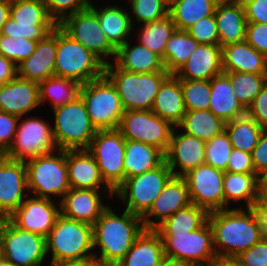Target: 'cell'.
<instances>
[{"label": "cell", "mask_w": 267, "mask_h": 266, "mask_svg": "<svg viewBox=\"0 0 267 266\" xmlns=\"http://www.w3.org/2000/svg\"><path fill=\"white\" fill-rule=\"evenodd\" d=\"M190 204L189 190L185 179L181 176H173L155 199L149 211L142 217L145 230H155L167 218ZM151 217L155 219H150ZM156 219L158 222H155Z\"/></svg>", "instance_id": "obj_20"}, {"label": "cell", "mask_w": 267, "mask_h": 266, "mask_svg": "<svg viewBox=\"0 0 267 266\" xmlns=\"http://www.w3.org/2000/svg\"><path fill=\"white\" fill-rule=\"evenodd\" d=\"M164 244L167 262L187 266H207L217 256L213 232L208 221L188 234H159Z\"/></svg>", "instance_id": "obj_10"}, {"label": "cell", "mask_w": 267, "mask_h": 266, "mask_svg": "<svg viewBox=\"0 0 267 266\" xmlns=\"http://www.w3.org/2000/svg\"><path fill=\"white\" fill-rule=\"evenodd\" d=\"M17 76V66L0 55V84H5Z\"/></svg>", "instance_id": "obj_57"}, {"label": "cell", "mask_w": 267, "mask_h": 266, "mask_svg": "<svg viewBox=\"0 0 267 266\" xmlns=\"http://www.w3.org/2000/svg\"><path fill=\"white\" fill-rule=\"evenodd\" d=\"M80 95L85 101L92 125L97 130H115L125 109L117 89L103 74L81 86Z\"/></svg>", "instance_id": "obj_8"}, {"label": "cell", "mask_w": 267, "mask_h": 266, "mask_svg": "<svg viewBox=\"0 0 267 266\" xmlns=\"http://www.w3.org/2000/svg\"><path fill=\"white\" fill-rule=\"evenodd\" d=\"M58 26L73 40L88 49L104 65L109 64L107 60L110 59L109 57L107 59V56L116 57L117 49L107 39L97 14L90 7L68 15Z\"/></svg>", "instance_id": "obj_14"}, {"label": "cell", "mask_w": 267, "mask_h": 266, "mask_svg": "<svg viewBox=\"0 0 267 266\" xmlns=\"http://www.w3.org/2000/svg\"><path fill=\"white\" fill-rule=\"evenodd\" d=\"M44 3L49 15L57 24L68 15L84 10L90 6L89 0H44Z\"/></svg>", "instance_id": "obj_49"}, {"label": "cell", "mask_w": 267, "mask_h": 266, "mask_svg": "<svg viewBox=\"0 0 267 266\" xmlns=\"http://www.w3.org/2000/svg\"><path fill=\"white\" fill-rule=\"evenodd\" d=\"M142 30L138 34L139 44L159 55L163 61L166 44L170 36L176 30L175 24L171 17L143 24Z\"/></svg>", "instance_id": "obj_42"}, {"label": "cell", "mask_w": 267, "mask_h": 266, "mask_svg": "<svg viewBox=\"0 0 267 266\" xmlns=\"http://www.w3.org/2000/svg\"><path fill=\"white\" fill-rule=\"evenodd\" d=\"M216 6L213 0H178L169 8L168 15L176 30L186 31L200 19L214 15Z\"/></svg>", "instance_id": "obj_37"}, {"label": "cell", "mask_w": 267, "mask_h": 266, "mask_svg": "<svg viewBox=\"0 0 267 266\" xmlns=\"http://www.w3.org/2000/svg\"><path fill=\"white\" fill-rule=\"evenodd\" d=\"M40 105L39 85L16 76L11 81L0 84V110L21 118Z\"/></svg>", "instance_id": "obj_25"}, {"label": "cell", "mask_w": 267, "mask_h": 266, "mask_svg": "<svg viewBox=\"0 0 267 266\" xmlns=\"http://www.w3.org/2000/svg\"><path fill=\"white\" fill-rule=\"evenodd\" d=\"M93 225L61 214L46 237V253L52 251L51 266L94 259Z\"/></svg>", "instance_id": "obj_3"}, {"label": "cell", "mask_w": 267, "mask_h": 266, "mask_svg": "<svg viewBox=\"0 0 267 266\" xmlns=\"http://www.w3.org/2000/svg\"><path fill=\"white\" fill-rule=\"evenodd\" d=\"M251 155L255 173L261 176L267 171V130L260 135Z\"/></svg>", "instance_id": "obj_56"}, {"label": "cell", "mask_w": 267, "mask_h": 266, "mask_svg": "<svg viewBox=\"0 0 267 266\" xmlns=\"http://www.w3.org/2000/svg\"><path fill=\"white\" fill-rule=\"evenodd\" d=\"M178 0H161V2L169 9Z\"/></svg>", "instance_id": "obj_64"}, {"label": "cell", "mask_w": 267, "mask_h": 266, "mask_svg": "<svg viewBox=\"0 0 267 266\" xmlns=\"http://www.w3.org/2000/svg\"><path fill=\"white\" fill-rule=\"evenodd\" d=\"M52 127L48 122L36 117H28L23 122H19L14 140L4 156L13 160L26 161L54 152L55 148L58 150Z\"/></svg>", "instance_id": "obj_16"}, {"label": "cell", "mask_w": 267, "mask_h": 266, "mask_svg": "<svg viewBox=\"0 0 267 266\" xmlns=\"http://www.w3.org/2000/svg\"><path fill=\"white\" fill-rule=\"evenodd\" d=\"M19 119L18 116L0 110V156L5 155L9 150L18 128Z\"/></svg>", "instance_id": "obj_50"}, {"label": "cell", "mask_w": 267, "mask_h": 266, "mask_svg": "<svg viewBox=\"0 0 267 266\" xmlns=\"http://www.w3.org/2000/svg\"><path fill=\"white\" fill-rule=\"evenodd\" d=\"M59 215L60 208H56L51 199L31 197L26 198L8 219L16 227L46 238Z\"/></svg>", "instance_id": "obj_19"}, {"label": "cell", "mask_w": 267, "mask_h": 266, "mask_svg": "<svg viewBox=\"0 0 267 266\" xmlns=\"http://www.w3.org/2000/svg\"><path fill=\"white\" fill-rule=\"evenodd\" d=\"M165 160L157 148L142 142L126 140L123 160L124 180L158 167Z\"/></svg>", "instance_id": "obj_34"}, {"label": "cell", "mask_w": 267, "mask_h": 266, "mask_svg": "<svg viewBox=\"0 0 267 266\" xmlns=\"http://www.w3.org/2000/svg\"><path fill=\"white\" fill-rule=\"evenodd\" d=\"M208 215L205 209L190 204L167 218L155 231L158 234H188L200 229L208 221Z\"/></svg>", "instance_id": "obj_38"}, {"label": "cell", "mask_w": 267, "mask_h": 266, "mask_svg": "<svg viewBox=\"0 0 267 266\" xmlns=\"http://www.w3.org/2000/svg\"><path fill=\"white\" fill-rule=\"evenodd\" d=\"M57 26L44 0H12L10 18L3 25L0 35L40 41Z\"/></svg>", "instance_id": "obj_11"}, {"label": "cell", "mask_w": 267, "mask_h": 266, "mask_svg": "<svg viewBox=\"0 0 267 266\" xmlns=\"http://www.w3.org/2000/svg\"><path fill=\"white\" fill-rule=\"evenodd\" d=\"M246 210L240 207L209 213L208 223L213 232L217 257L235 258L262 240L259 221L253 208Z\"/></svg>", "instance_id": "obj_1"}, {"label": "cell", "mask_w": 267, "mask_h": 266, "mask_svg": "<svg viewBox=\"0 0 267 266\" xmlns=\"http://www.w3.org/2000/svg\"><path fill=\"white\" fill-rule=\"evenodd\" d=\"M68 180L71 188L99 190L114 195V191L103 180L98 164L87 149L66 150ZM108 191V192H107Z\"/></svg>", "instance_id": "obj_23"}, {"label": "cell", "mask_w": 267, "mask_h": 266, "mask_svg": "<svg viewBox=\"0 0 267 266\" xmlns=\"http://www.w3.org/2000/svg\"><path fill=\"white\" fill-rule=\"evenodd\" d=\"M234 259L240 266H267V241L262 239Z\"/></svg>", "instance_id": "obj_51"}, {"label": "cell", "mask_w": 267, "mask_h": 266, "mask_svg": "<svg viewBox=\"0 0 267 266\" xmlns=\"http://www.w3.org/2000/svg\"><path fill=\"white\" fill-rule=\"evenodd\" d=\"M246 114L260 127L267 130V83L247 108Z\"/></svg>", "instance_id": "obj_53"}, {"label": "cell", "mask_w": 267, "mask_h": 266, "mask_svg": "<svg viewBox=\"0 0 267 266\" xmlns=\"http://www.w3.org/2000/svg\"><path fill=\"white\" fill-rule=\"evenodd\" d=\"M132 13L141 24L158 21L168 15V8L161 0H130Z\"/></svg>", "instance_id": "obj_47"}, {"label": "cell", "mask_w": 267, "mask_h": 266, "mask_svg": "<svg viewBox=\"0 0 267 266\" xmlns=\"http://www.w3.org/2000/svg\"><path fill=\"white\" fill-rule=\"evenodd\" d=\"M162 266H187V265H182L178 263H171V262H165Z\"/></svg>", "instance_id": "obj_66"}, {"label": "cell", "mask_w": 267, "mask_h": 266, "mask_svg": "<svg viewBox=\"0 0 267 266\" xmlns=\"http://www.w3.org/2000/svg\"><path fill=\"white\" fill-rule=\"evenodd\" d=\"M53 137L60 150L88 149L97 129L92 125L81 95L70 103L53 109Z\"/></svg>", "instance_id": "obj_5"}, {"label": "cell", "mask_w": 267, "mask_h": 266, "mask_svg": "<svg viewBox=\"0 0 267 266\" xmlns=\"http://www.w3.org/2000/svg\"><path fill=\"white\" fill-rule=\"evenodd\" d=\"M115 64L133 73L168 72L162 58L145 46H130V41L117 49Z\"/></svg>", "instance_id": "obj_32"}, {"label": "cell", "mask_w": 267, "mask_h": 266, "mask_svg": "<svg viewBox=\"0 0 267 266\" xmlns=\"http://www.w3.org/2000/svg\"><path fill=\"white\" fill-rule=\"evenodd\" d=\"M104 74L117 89L125 111L151 110L162 83L169 72L133 73L116 64L104 66Z\"/></svg>", "instance_id": "obj_4"}, {"label": "cell", "mask_w": 267, "mask_h": 266, "mask_svg": "<svg viewBox=\"0 0 267 266\" xmlns=\"http://www.w3.org/2000/svg\"><path fill=\"white\" fill-rule=\"evenodd\" d=\"M173 130L169 148L165 153V162L171 169L174 176L183 177L190 170L205 164V145L206 142L181 132L175 134ZM179 167V170H175Z\"/></svg>", "instance_id": "obj_21"}, {"label": "cell", "mask_w": 267, "mask_h": 266, "mask_svg": "<svg viewBox=\"0 0 267 266\" xmlns=\"http://www.w3.org/2000/svg\"><path fill=\"white\" fill-rule=\"evenodd\" d=\"M247 22L267 24V0H241Z\"/></svg>", "instance_id": "obj_55"}, {"label": "cell", "mask_w": 267, "mask_h": 266, "mask_svg": "<svg viewBox=\"0 0 267 266\" xmlns=\"http://www.w3.org/2000/svg\"><path fill=\"white\" fill-rule=\"evenodd\" d=\"M207 266H240L234 258L216 257Z\"/></svg>", "instance_id": "obj_61"}, {"label": "cell", "mask_w": 267, "mask_h": 266, "mask_svg": "<svg viewBox=\"0 0 267 266\" xmlns=\"http://www.w3.org/2000/svg\"><path fill=\"white\" fill-rule=\"evenodd\" d=\"M199 43L186 31L175 30L167 41L163 55L165 69L174 74L196 50Z\"/></svg>", "instance_id": "obj_41"}, {"label": "cell", "mask_w": 267, "mask_h": 266, "mask_svg": "<svg viewBox=\"0 0 267 266\" xmlns=\"http://www.w3.org/2000/svg\"><path fill=\"white\" fill-rule=\"evenodd\" d=\"M99 19L100 26L109 42L118 49L124 45L133 28V17L118 6H105L97 10L91 3L89 6ZM132 17V18H131Z\"/></svg>", "instance_id": "obj_33"}, {"label": "cell", "mask_w": 267, "mask_h": 266, "mask_svg": "<svg viewBox=\"0 0 267 266\" xmlns=\"http://www.w3.org/2000/svg\"><path fill=\"white\" fill-rule=\"evenodd\" d=\"M214 16L221 47L245 41L247 20L241 1L217 5Z\"/></svg>", "instance_id": "obj_31"}, {"label": "cell", "mask_w": 267, "mask_h": 266, "mask_svg": "<svg viewBox=\"0 0 267 266\" xmlns=\"http://www.w3.org/2000/svg\"><path fill=\"white\" fill-rule=\"evenodd\" d=\"M145 230L142 218L124 210L118 216L108 207L93 224V246H99L100 255L94 259L105 266H116Z\"/></svg>", "instance_id": "obj_2"}, {"label": "cell", "mask_w": 267, "mask_h": 266, "mask_svg": "<svg viewBox=\"0 0 267 266\" xmlns=\"http://www.w3.org/2000/svg\"><path fill=\"white\" fill-rule=\"evenodd\" d=\"M126 139L117 130H97L87 149L96 160L105 183L115 191L124 181Z\"/></svg>", "instance_id": "obj_15"}, {"label": "cell", "mask_w": 267, "mask_h": 266, "mask_svg": "<svg viewBox=\"0 0 267 266\" xmlns=\"http://www.w3.org/2000/svg\"><path fill=\"white\" fill-rule=\"evenodd\" d=\"M216 5L233 4L240 2L241 0H213Z\"/></svg>", "instance_id": "obj_63"}, {"label": "cell", "mask_w": 267, "mask_h": 266, "mask_svg": "<svg viewBox=\"0 0 267 266\" xmlns=\"http://www.w3.org/2000/svg\"><path fill=\"white\" fill-rule=\"evenodd\" d=\"M224 171L208 164L190 170L183 178L187 183L191 204L208 213L224 209Z\"/></svg>", "instance_id": "obj_17"}, {"label": "cell", "mask_w": 267, "mask_h": 266, "mask_svg": "<svg viewBox=\"0 0 267 266\" xmlns=\"http://www.w3.org/2000/svg\"><path fill=\"white\" fill-rule=\"evenodd\" d=\"M226 171L232 173L256 174L252 162V155L233 148Z\"/></svg>", "instance_id": "obj_54"}, {"label": "cell", "mask_w": 267, "mask_h": 266, "mask_svg": "<svg viewBox=\"0 0 267 266\" xmlns=\"http://www.w3.org/2000/svg\"><path fill=\"white\" fill-rule=\"evenodd\" d=\"M232 149L233 147L229 136L224 130L222 133L206 142L205 164L225 172Z\"/></svg>", "instance_id": "obj_45"}, {"label": "cell", "mask_w": 267, "mask_h": 266, "mask_svg": "<svg viewBox=\"0 0 267 266\" xmlns=\"http://www.w3.org/2000/svg\"><path fill=\"white\" fill-rule=\"evenodd\" d=\"M151 111L177 127L186 113L180 79L171 74L160 86Z\"/></svg>", "instance_id": "obj_30"}, {"label": "cell", "mask_w": 267, "mask_h": 266, "mask_svg": "<svg viewBox=\"0 0 267 266\" xmlns=\"http://www.w3.org/2000/svg\"><path fill=\"white\" fill-rule=\"evenodd\" d=\"M2 257L13 266H41L46 253V238L16 227L8 218L0 220Z\"/></svg>", "instance_id": "obj_12"}, {"label": "cell", "mask_w": 267, "mask_h": 266, "mask_svg": "<svg viewBox=\"0 0 267 266\" xmlns=\"http://www.w3.org/2000/svg\"><path fill=\"white\" fill-rule=\"evenodd\" d=\"M165 160L156 168L126 178L114 194L126 204V210L141 218L173 177Z\"/></svg>", "instance_id": "obj_9"}, {"label": "cell", "mask_w": 267, "mask_h": 266, "mask_svg": "<svg viewBox=\"0 0 267 266\" xmlns=\"http://www.w3.org/2000/svg\"><path fill=\"white\" fill-rule=\"evenodd\" d=\"M104 66L88 49L57 26L55 76L83 85L101 77L104 74Z\"/></svg>", "instance_id": "obj_6"}, {"label": "cell", "mask_w": 267, "mask_h": 266, "mask_svg": "<svg viewBox=\"0 0 267 266\" xmlns=\"http://www.w3.org/2000/svg\"><path fill=\"white\" fill-rule=\"evenodd\" d=\"M259 201L267 203V171L259 176Z\"/></svg>", "instance_id": "obj_60"}, {"label": "cell", "mask_w": 267, "mask_h": 266, "mask_svg": "<svg viewBox=\"0 0 267 266\" xmlns=\"http://www.w3.org/2000/svg\"><path fill=\"white\" fill-rule=\"evenodd\" d=\"M221 73H223L222 47L199 44L174 75L178 79L185 80H211Z\"/></svg>", "instance_id": "obj_26"}, {"label": "cell", "mask_w": 267, "mask_h": 266, "mask_svg": "<svg viewBox=\"0 0 267 266\" xmlns=\"http://www.w3.org/2000/svg\"><path fill=\"white\" fill-rule=\"evenodd\" d=\"M164 244L155 230H144L116 266H162Z\"/></svg>", "instance_id": "obj_28"}, {"label": "cell", "mask_w": 267, "mask_h": 266, "mask_svg": "<svg viewBox=\"0 0 267 266\" xmlns=\"http://www.w3.org/2000/svg\"><path fill=\"white\" fill-rule=\"evenodd\" d=\"M253 210L259 221L262 239L267 241V203L258 201Z\"/></svg>", "instance_id": "obj_58"}, {"label": "cell", "mask_w": 267, "mask_h": 266, "mask_svg": "<svg viewBox=\"0 0 267 266\" xmlns=\"http://www.w3.org/2000/svg\"><path fill=\"white\" fill-rule=\"evenodd\" d=\"M224 209L230 200L246 201V209L253 208L259 201V176L257 174L224 172Z\"/></svg>", "instance_id": "obj_35"}, {"label": "cell", "mask_w": 267, "mask_h": 266, "mask_svg": "<svg viewBox=\"0 0 267 266\" xmlns=\"http://www.w3.org/2000/svg\"><path fill=\"white\" fill-rule=\"evenodd\" d=\"M174 128L151 110H128L121 117L117 130L126 140L153 146L165 155Z\"/></svg>", "instance_id": "obj_13"}, {"label": "cell", "mask_w": 267, "mask_h": 266, "mask_svg": "<svg viewBox=\"0 0 267 266\" xmlns=\"http://www.w3.org/2000/svg\"><path fill=\"white\" fill-rule=\"evenodd\" d=\"M2 257V252H1V241H0V258Z\"/></svg>", "instance_id": "obj_67"}, {"label": "cell", "mask_w": 267, "mask_h": 266, "mask_svg": "<svg viewBox=\"0 0 267 266\" xmlns=\"http://www.w3.org/2000/svg\"><path fill=\"white\" fill-rule=\"evenodd\" d=\"M59 207L63 217L93 225L108 205L102 203L99 190L70 188Z\"/></svg>", "instance_id": "obj_24"}, {"label": "cell", "mask_w": 267, "mask_h": 266, "mask_svg": "<svg viewBox=\"0 0 267 266\" xmlns=\"http://www.w3.org/2000/svg\"><path fill=\"white\" fill-rule=\"evenodd\" d=\"M245 41L267 57V24L247 22Z\"/></svg>", "instance_id": "obj_52"}, {"label": "cell", "mask_w": 267, "mask_h": 266, "mask_svg": "<svg viewBox=\"0 0 267 266\" xmlns=\"http://www.w3.org/2000/svg\"><path fill=\"white\" fill-rule=\"evenodd\" d=\"M38 85L40 104L50 99L52 109L61 107L78 98L82 86L74 80L57 76L49 77L39 82Z\"/></svg>", "instance_id": "obj_39"}, {"label": "cell", "mask_w": 267, "mask_h": 266, "mask_svg": "<svg viewBox=\"0 0 267 266\" xmlns=\"http://www.w3.org/2000/svg\"><path fill=\"white\" fill-rule=\"evenodd\" d=\"M38 41L0 35V55L11 60L16 66L29 58Z\"/></svg>", "instance_id": "obj_46"}, {"label": "cell", "mask_w": 267, "mask_h": 266, "mask_svg": "<svg viewBox=\"0 0 267 266\" xmlns=\"http://www.w3.org/2000/svg\"><path fill=\"white\" fill-rule=\"evenodd\" d=\"M56 51L57 27L38 41L31 56L17 66V76L37 83L55 76Z\"/></svg>", "instance_id": "obj_22"}, {"label": "cell", "mask_w": 267, "mask_h": 266, "mask_svg": "<svg viewBox=\"0 0 267 266\" xmlns=\"http://www.w3.org/2000/svg\"><path fill=\"white\" fill-rule=\"evenodd\" d=\"M209 110L225 123L246 115V109L233 94L229 77L223 72L210 80Z\"/></svg>", "instance_id": "obj_29"}, {"label": "cell", "mask_w": 267, "mask_h": 266, "mask_svg": "<svg viewBox=\"0 0 267 266\" xmlns=\"http://www.w3.org/2000/svg\"><path fill=\"white\" fill-rule=\"evenodd\" d=\"M225 125L226 123L222 119L216 117L208 109L186 111L176 128H182L186 134L207 142L222 133Z\"/></svg>", "instance_id": "obj_36"}, {"label": "cell", "mask_w": 267, "mask_h": 266, "mask_svg": "<svg viewBox=\"0 0 267 266\" xmlns=\"http://www.w3.org/2000/svg\"><path fill=\"white\" fill-rule=\"evenodd\" d=\"M199 44L219 45L218 28L214 15L204 17L186 30Z\"/></svg>", "instance_id": "obj_48"}, {"label": "cell", "mask_w": 267, "mask_h": 266, "mask_svg": "<svg viewBox=\"0 0 267 266\" xmlns=\"http://www.w3.org/2000/svg\"><path fill=\"white\" fill-rule=\"evenodd\" d=\"M223 72L267 74V57L246 41L222 47Z\"/></svg>", "instance_id": "obj_27"}, {"label": "cell", "mask_w": 267, "mask_h": 266, "mask_svg": "<svg viewBox=\"0 0 267 266\" xmlns=\"http://www.w3.org/2000/svg\"><path fill=\"white\" fill-rule=\"evenodd\" d=\"M53 266H105V265L102 264L97 259H92V260L80 262V263H66V264H58V265H53Z\"/></svg>", "instance_id": "obj_62"}, {"label": "cell", "mask_w": 267, "mask_h": 266, "mask_svg": "<svg viewBox=\"0 0 267 266\" xmlns=\"http://www.w3.org/2000/svg\"><path fill=\"white\" fill-rule=\"evenodd\" d=\"M187 111L208 110L210 106V80L180 79Z\"/></svg>", "instance_id": "obj_44"}, {"label": "cell", "mask_w": 267, "mask_h": 266, "mask_svg": "<svg viewBox=\"0 0 267 266\" xmlns=\"http://www.w3.org/2000/svg\"><path fill=\"white\" fill-rule=\"evenodd\" d=\"M230 79L233 94L242 106L247 108L267 83V74H251L243 72H224Z\"/></svg>", "instance_id": "obj_43"}, {"label": "cell", "mask_w": 267, "mask_h": 266, "mask_svg": "<svg viewBox=\"0 0 267 266\" xmlns=\"http://www.w3.org/2000/svg\"><path fill=\"white\" fill-rule=\"evenodd\" d=\"M225 131L234 149L251 154L264 129L246 114L227 122Z\"/></svg>", "instance_id": "obj_40"}, {"label": "cell", "mask_w": 267, "mask_h": 266, "mask_svg": "<svg viewBox=\"0 0 267 266\" xmlns=\"http://www.w3.org/2000/svg\"><path fill=\"white\" fill-rule=\"evenodd\" d=\"M25 161L0 156V220L7 219L25 200Z\"/></svg>", "instance_id": "obj_18"}, {"label": "cell", "mask_w": 267, "mask_h": 266, "mask_svg": "<svg viewBox=\"0 0 267 266\" xmlns=\"http://www.w3.org/2000/svg\"><path fill=\"white\" fill-rule=\"evenodd\" d=\"M10 18V1L0 0V33L3 25Z\"/></svg>", "instance_id": "obj_59"}, {"label": "cell", "mask_w": 267, "mask_h": 266, "mask_svg": "<svg viewBox=\"0 0 267 266\" xmlns=\"http://www.w3.org/2000/svg\"><path fill=\"white\" fill-rule=\"evenodd\" d=\"M0 266H13L10 262H8L5 258H0Z\"/></svg>", "instance_id": "obj_65"}, {"label": "cell", "mask_w": 267, "mask_h": 266, "mask_svg": "<svg viewBox=\"0 0 267 266\" xmlns=\"http://www.w3.org/2000/svg\"><path fill=\"white\" fill-rule=\"evenodd\" d=\"M27 188L33 197L51 199L52 194L64 196L71 188L68 180L66 151L53 152L25 161Z\"/></svg>", "instance_id": "obj_7"}]
</instances>
